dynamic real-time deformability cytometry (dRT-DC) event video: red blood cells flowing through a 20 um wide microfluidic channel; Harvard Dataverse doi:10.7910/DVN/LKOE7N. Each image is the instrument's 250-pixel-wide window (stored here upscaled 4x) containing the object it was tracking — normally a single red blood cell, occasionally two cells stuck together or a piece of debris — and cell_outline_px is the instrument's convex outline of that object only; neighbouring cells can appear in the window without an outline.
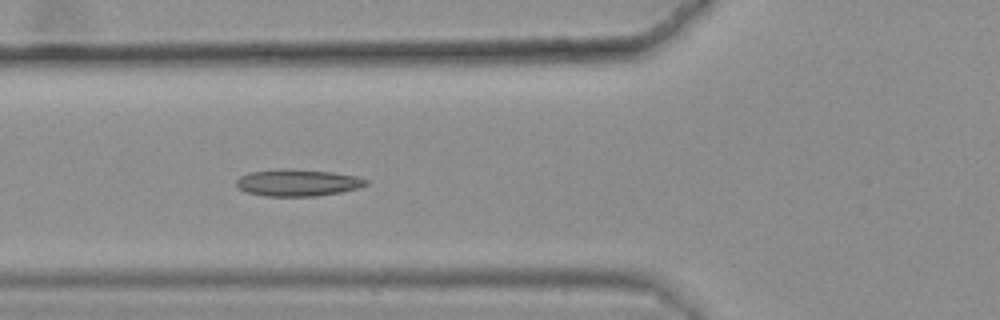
{"species": "common noctule bat (a hibernating species)", "species_latin": "Nyctalus noctula", "temperature_condition": "warm", "stored_images_in_passage": 46, "camera_frame_rate_fps": 3000, "um_per_image_px": 0.085, "animal": {"sex": "female", "body_mass_g": 25.1}, "frame": {"image": 1, "passage_image": 20, "time_ms": 6.333, "image_size_px": [1000, 320], "cell_outline_px": [[368, 184], [360, 188], [340, 192], [316, 196], [264, 196], [244, 192], [236, 188], [236, 180], [240, 176], [248, 172], [280, 168], [288, 168], [332, 172], [356, 176], [368, 180]], "centroid_in_image_um": [25.25, 15.52], "position_along_channel_um": 100.5, "area_um2": 20.63}, "authors_computed_cell_mechanics": {"area_um2": 19.4208, "velocity_mm_per_s": 3.618, "shape_relaxation_time_tau1_ms": null, "shape_relaxation_time_tau2_ms": 2.4224, "deformation_change_tau1": null, "deformation_change_tau2": 0.0906}}